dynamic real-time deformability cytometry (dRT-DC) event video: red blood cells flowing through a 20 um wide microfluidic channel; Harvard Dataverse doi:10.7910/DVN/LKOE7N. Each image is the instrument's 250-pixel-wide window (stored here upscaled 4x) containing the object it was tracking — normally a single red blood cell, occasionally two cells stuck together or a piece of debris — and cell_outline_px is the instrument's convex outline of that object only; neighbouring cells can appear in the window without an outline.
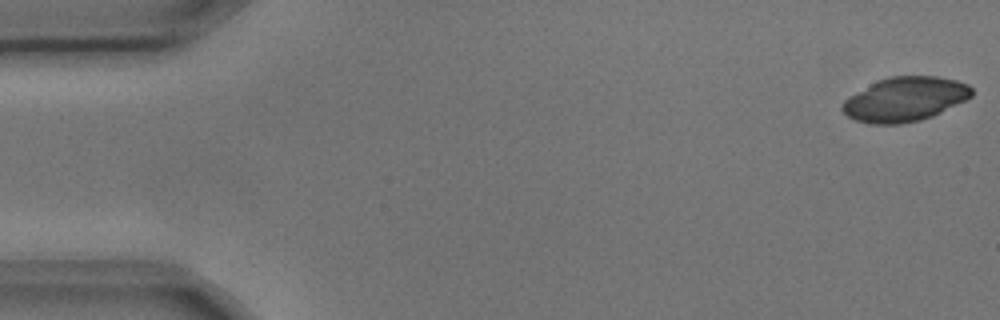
{"species": "common noctule bat (a hibernating species)", "species_latin": "Nyctalus noctula", "temperature_condition": "cold", "stored_images_in_passage": 2, "camera_frame_rate_fps": 3000, "um_per_image_px": 0.085, "animal": {"sex": "male", "body_mass_g": 17.9, "forearm_length_mm": 54.2}, "frame": {"image": 1, "passage_image": 1, "time_ms": 0.0, "image_size_px": [1000, 320], "cell_outline_px": [[972, 96], [932, 116], [920, 120], [900, 124], [868, 124], [856, 120], [848, 116], [840, 108], [844, 100], [848, 96], [876, 80], [888, 76], [936, 76], [956, 80], [968, 84], [972, 88]], "centroid_in_image_um": [76.88, 8.42], "position_along_channel_um": 8.1, "area_um2": 33.41}}